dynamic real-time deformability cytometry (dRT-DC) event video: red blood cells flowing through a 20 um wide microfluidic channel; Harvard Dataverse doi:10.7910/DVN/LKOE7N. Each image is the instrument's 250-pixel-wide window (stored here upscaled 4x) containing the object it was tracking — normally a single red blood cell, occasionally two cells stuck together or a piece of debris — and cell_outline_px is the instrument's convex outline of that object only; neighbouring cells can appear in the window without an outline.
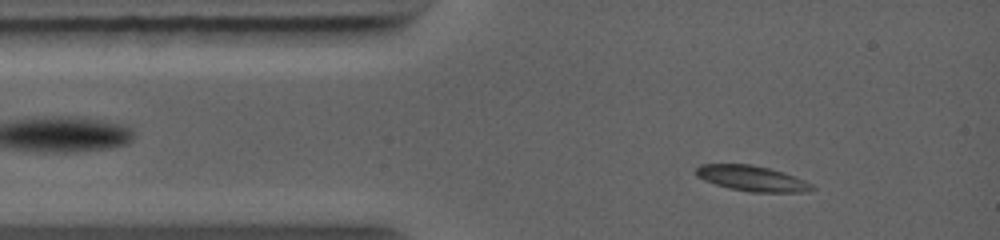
{"species": "common noctule bat (a hibernating species)", "species_latin": "Nyctalus noctula", "temperature_condition": "warm", "stored_images_in_passage": 39, "camera_frame_rate_fps": 5000, "um_per_image_px": 0.085, "animal": {"sex": "female", "body_mass_g": 19.0, "forearm_length_mm": 56.7}, "frame": {"image": 1, "passage_image": 4, "time_ms": 1.0, "image_size_px": [1000, 240], "cell_outline_px": [[816, 188], [808, 192], [752, 192], [728, 188], [704, 180], [696, 176], [692, 172], [700, 164], [752, 164], [784, 172], [804, 180], [812, 184]], "centroid_in_image_um": [63.89, 15.16], "position_along_channel_um": 21.1, "area_um2": 17.34}}
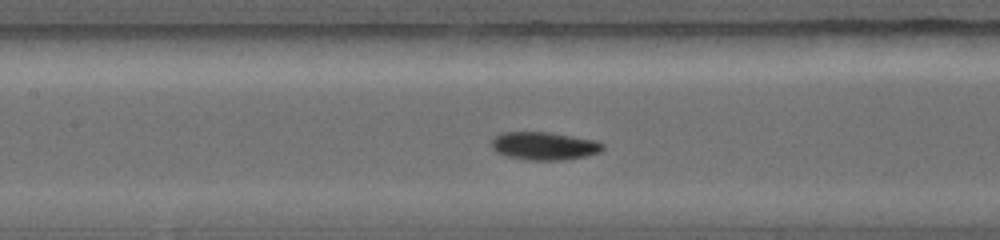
{"frame": {"image": 2, "passage_image": 16, "time_ms": 4.6, "image_size_px": [1000, 240], "cell_outline_px": [[604, 148], [600, 152], [584, 156], [564, 160], [524, 160], [508, 156], [496, 152], [492, 148], [492, 140], [500, 132], [552, 132], [596, 140], [604, 144]], "centroid_in_image_um": [46.27, 12.4], "position_along_channel_um": 161.1, "area_um2": 18.26}}
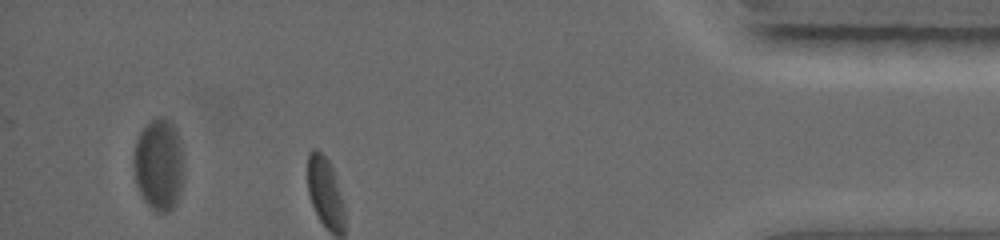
{"frame": {"image": 3, "passage_image": 35, "time_ms": 10.8, "image_size_px": [1000, 240], "cell_outline_px": [[184, 172], [180, 192], [176, 204], [168, 212], [160, 212], [152, 208], [144, 200], [136, 184], [132, 164], [132, 156], [136, 140], [144, 124], [160, 116], [164, 116], [176, 128], [180, 140], [184, 168]], "centroid_in_image_um": [13.49, 13.96], "position_along_channel_um": 421.7, "area_um2": 27.28}}